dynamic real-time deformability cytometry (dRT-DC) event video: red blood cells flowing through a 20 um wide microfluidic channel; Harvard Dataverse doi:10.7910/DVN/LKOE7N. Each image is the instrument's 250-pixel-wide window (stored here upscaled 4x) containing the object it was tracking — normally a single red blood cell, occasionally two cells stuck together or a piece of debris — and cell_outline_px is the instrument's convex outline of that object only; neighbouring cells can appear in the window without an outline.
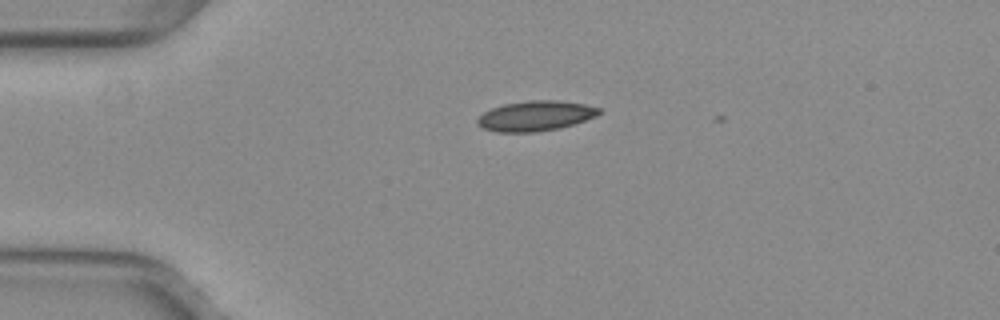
{"species": "common noctule bat (a hibernating species)", "species_latin": "Nyctalus noctula", "temperature_condition": "warm", "stored_images_in_passage": 2, "camera_frame_rate_fps": 3000, "um_per_image_px": 0.085, "animal": {"sex": "female", "body_mass_g": 29.2, "forearm_length_mm": 56.3}, "frame": {"image": 1, "passage_image": 1, "time_ms": 0.0, "image_size_px": [1000, 320], "cell_outline_px": [[604, 112], [596, 116], [560, 128], [536, 132], [496, 132], [484, 128], [476, 124], [476, 120], [484, 112], [492, 108], [504, 104], [528, 100], [556, 100], [584, 104], [600, 108]], "centroid_in_image_um": [45.52, 9.85], "position_along_channel_um": 39.5, "area_um2": 21.33}}